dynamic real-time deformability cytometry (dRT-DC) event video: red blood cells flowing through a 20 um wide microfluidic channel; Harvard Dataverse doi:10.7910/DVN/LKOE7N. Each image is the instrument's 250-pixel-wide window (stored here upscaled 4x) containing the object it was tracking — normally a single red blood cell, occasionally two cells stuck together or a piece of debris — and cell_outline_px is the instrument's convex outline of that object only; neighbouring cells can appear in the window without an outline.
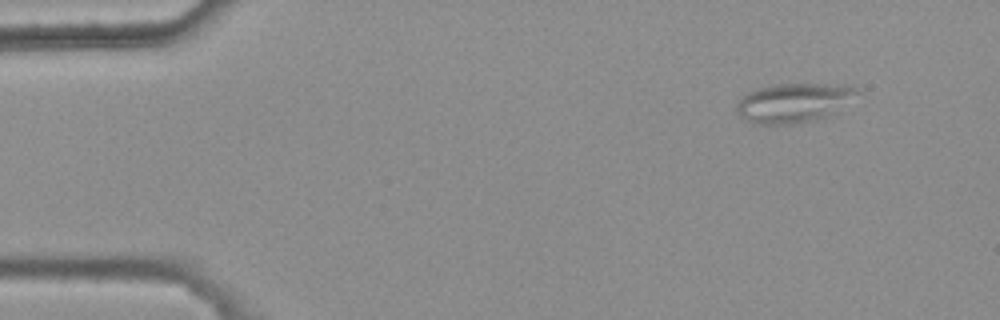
{"species": "common noctule bat (a hibernating species)", "species_latin": "Nyctalus noctula", "temperature_condition": "warm", "stored_images_in_passage": 4, "camera_frame_rate_fps": 3000, "um_per_image_px": 0.085, "animal": {"sex": "female", "body_mass_g": 25.1}, "frame": {"image": 1, "passage_image": 1, "time_ms": 0.0, "image_size_px": [1000, 320], "cell_outline_px": [[860, 92], [832, 112], [824, 116], [792, 124], [752, 124], [740, 116], [736, 112], [736, 104], [748, 92], [756, 88], [772, 84], [844, 84], [856, 88]], "centroid_in_image_um": [67.38, 8.71], "position_along_channel_um": 17.6, "area_um2": 27.11}}
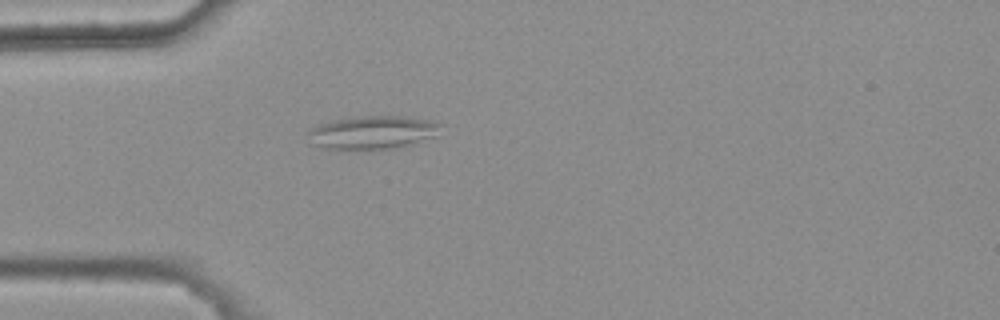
{"frame": {"image": 2, "passage_image": 4, "time_ms": 1.0, "image_size_px": [1000, 320], "cell_outline_px": [[440, 136], [392, 148], [324, 148], [308, 144], [308, 128], [320, 124], [336, 120], [360, 116], [400, 116], [432, 120], [440, 124]], "centroid_in_image_um": [31.66, 11.24], "position_along_channel_um": 53.3, "area_um2": 25.49}}